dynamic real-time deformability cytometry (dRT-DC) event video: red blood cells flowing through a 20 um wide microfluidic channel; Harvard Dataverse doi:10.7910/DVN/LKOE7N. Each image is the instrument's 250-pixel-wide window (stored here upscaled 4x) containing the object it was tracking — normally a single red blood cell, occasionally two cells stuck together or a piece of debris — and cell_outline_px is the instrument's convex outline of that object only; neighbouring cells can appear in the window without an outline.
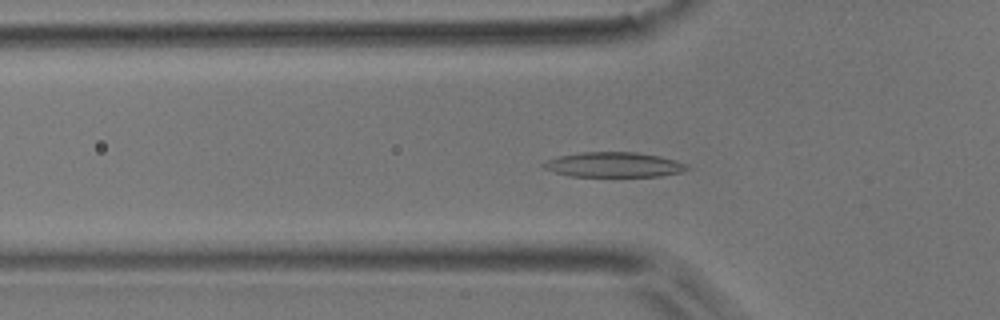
{"species": "common noctule bat (a hibernating species)", "species_latin": "Nyctalus noctula", "temperature_condition": "room temperature", "stored_images_in_passage": 43, "camera_frame_rate_fps": 3000, "um_per_image_px": 0.085, "animal": {"sex": "male", "body_mass_g": 17.9}, "frame": {"image": 1, "passage_image": 8, "time_ms": 2.333, "image_size_px": [1000, 320], "cell_outline_px": [[692, 168], [680, 172], [660, 176], [568, 176], [544, 168], [540, 164], [548, 160], [560, 156], [580, 152], [636, 152], [660, 156], [676, 160], [688, 164]], "centroid_in_image_um": [52.21, 13.99], "position_along_channel_um": 73.6, "area_um2": 20.87}}
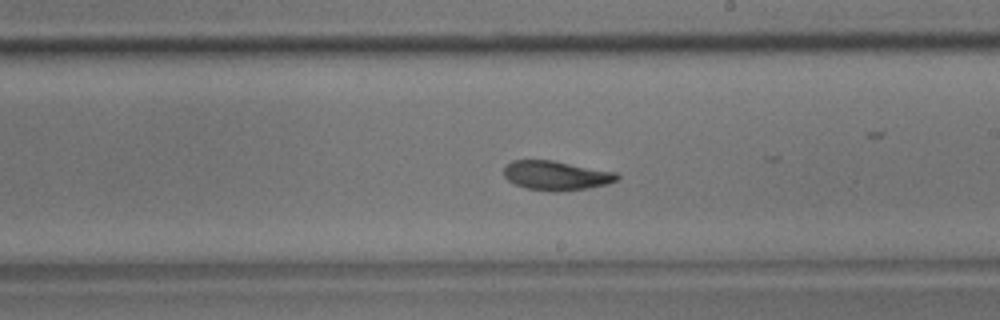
{"frame": {"image": 2, "passage_image": 21, "time_ms": 6.667, "image_size_px": [1000, 320], "cell_outline_px": [[620, 176], [616, 180], [608, 184], [588, 188], [556, 192], [552, 192], [528, 188], [516, 184], [508, 180], [504, 176], [504, 168], [512, 160], [552, 160], [616, 172]], "centroid_in_image_um": [47.29, 14.92], "position_along_channel_um": 241.7, "area_um2": 19.25}}
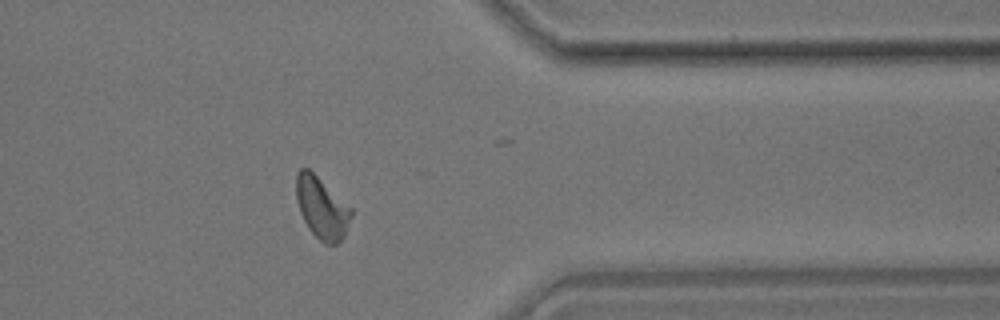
{"frame": {"image": 3, "passage_image": 33, "time_ms": 10.667, "image_size_px": [1000, 320], "cell_outline_px": [[352, 216], [344, 236], [336, 244], [324, 244], [308, 228], [300, 212], [296, 200], [296, 172], [300, 168], [308, 168], [352, 208]], "centroid_in_image_um": [27.34, 17.66], "position_along_channel_um": 384.1, "area_um2": 19.65}, "authors_computed_cell_mechanics": {"area_um2": 19.4208, "velocity_mm_per_s": 3.8702, "shape_relaxation_time_tau1_ms": 3.6648, "shape_relaxation_time_tau2_ms": 4.8545, "deformation_change_tau1": 0.145, "deformation_change_tau2": 0.0887}}